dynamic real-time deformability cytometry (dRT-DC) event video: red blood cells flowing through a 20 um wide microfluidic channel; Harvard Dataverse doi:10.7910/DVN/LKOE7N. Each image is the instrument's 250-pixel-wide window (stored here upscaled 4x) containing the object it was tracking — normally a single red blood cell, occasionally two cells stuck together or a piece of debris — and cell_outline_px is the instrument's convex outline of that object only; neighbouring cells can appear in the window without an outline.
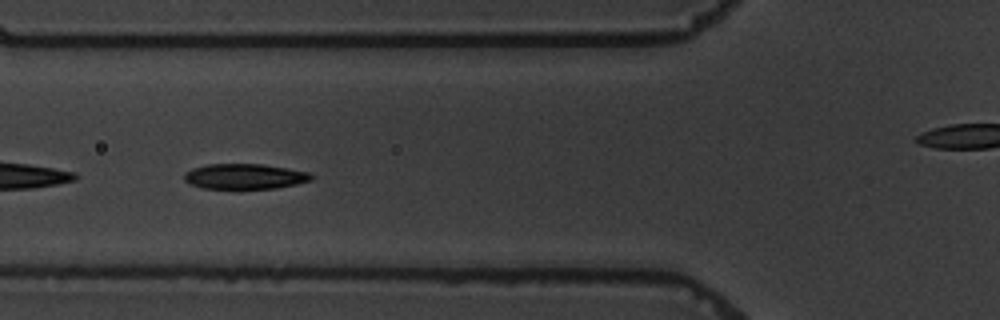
{"species": "common noctule bat (a hibernating species)", "species_latin": "Nyctalus noctula", "temperature_condition": "warm", "stored_images_in_passage": 7, "camera_frame_rate_fps": 3000, "um_per_image_px": 0.085, "animal": {"sex": "male", "body_mass_g": 19.5, "forearm_length_mm": 54.6}, "frame": {"image": 1, "passage_image": 5, "time_ms": 5.0, "image_size_px": [1000, 320], "cell_outline_px": [[316, 176], [312, 180], [296, 184], [276, 188], [236, 192], [200, 188], [188, 184], [184, 180], [184, 172], [192, 168], [208, 164], [260, 164], [288, 168], [308, 172]], "centroid_in_image_um": [20.75, 15.05], "position_along_channel_um": 105.0, "area_um2": 19.94}}